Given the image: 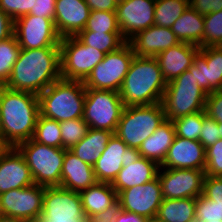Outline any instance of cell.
I'll return each instance as SVG.
<instances>
[{
    "mask_svg": "<svg viewBox=\"0 0 222 222\" xmlns=\"http://www.w3.org/2000/svg\"><path fill=\"white\" fill-rule=\"evenodd\" d=\"M189 6L205 16L222 10V0H189Z\"/></svg>",
    "mask_w": 222,
    "mask_h": 222,
    "instance_id": "cell-46",
    "label": "cell"
},
{
    "mask_svg": "<svg viewBox=\"0 0 222 222\" xmlns=\"http://www.w3.org/2000/svg\"><path fill=\"white\" fill-rule=\"evenodd\" d=\"M0 222H23L21 219L0 214Z\"/></svg>",
    "mask_w": 222,
    "mask_h": 222,
    "instance_id": "cell-50",
    "label": "cell"
},
{
    "mask_svg": "<svg viewBox=\"0 0 222 222\" xmlns=\"http://www.w3.org/2000/svg\"><path fill=\"white\" fill-rule=\"evenodd\" d=\"M85 97L82 81L61 78L38 95L40 115L58 122L83 118Z\"/></svg>",
    "mask_w": 222,
    "mask_h": 222,
    "instance_id": "cell-4",
    "label": "cell"
},
{
    "mask_svg": "<svg viewBox=\"0 0 222 222\" xmlns=\"http://www.w3.org/2000/svg\"><path fill=\"white\" fill-rule=\"evenodd\" d=\"M205 170L161 168L158 178L164 199L197 198L203 194Z\"/></svg>",
    "mask_w": 222,
    "mask_h": 222,
    "instance_id": "cell-14",
    "label": "cell"
},
{
    "mask_svg": "<svg viewBox=\"0 0 222 222\" xmlns=\"http://www.w3.org/2000/svg\"><path fill=\"white\" fill-rule=\"evenodd\" d=\"M196 198L163 199L156 220L159 222H196Z\"/></svg>",
    "mask_w": 222,
    "mask_h": 222,
    "instance_id": "cell-30",
    "label": "cell"
},
{
    "mask_svg": "<svg viewBox=\"0 0 222 222\" xmlns=\"http://www.w3.org/2000/svg\"><path fill=\"white\" fill-rule=\"evenodd\" d=\"M220 138L219 123L203 111V127L200 132L199 142L206 149L215 144Z\"/></svg>",
    "mask_w": 222,
    "mask_h": 222,
    "instance_id": "cell-41",
    "label": "cell"
},
{
    "mask_svg": "<svg viewBox=\"0 0 222 222\" xmlns=\"http://www.w3.org/2000/svg\"><path fill=\"white\" fill-rule=\"evenodd\" d=\"M79 194L87 221L109 218L118 208V193L111 183L96 182Z\"/></svg>",
    "mask_w": 222,
    "mask_h": 222,
    "instance_id": "cell-18",
    "label": "cell"
},
{
    "mask_svg": "<svg viewBox=\"0 0 222 222\" xmlns=\"http://www.w3.org/2000/svg\"><path fill=\"white\" fill-rule=\"evenodd\" d=\"M87 222H112V220L110 218H101V219L89 220Z\"/></svg>",
    "mask_w": 222,
    "mask_h": 222,
    "instance_id": "cell-53",
    "label": "cell"
},
{
    "mask_svg": "<svg viewBox=\"0 0 222 222\" xmlns=\"http://www.w3.org/2000/svg\"><path fill=\"white\" fill-rule=\"evenodd\" d=\"M90 13L85 0H56L54 24L59 36H76L85 28Z\"/></svg>",
    "mask_w": 222,
    "mask_h": 222,
    "instance_id": "cell-21",
    "label": "cell"
},
{
    "mask_svg": "<svg viewBox=\"0 0 222 222\" xmlns=\"http://www.w3.org/2000/svg\"><path fill=\"white\" fill-rule=\"evenodd\" d=\"M200 47L180 42L169 49L160 52L155 58L158 61L164 80L168 83L194 64V58Z\"/></svg>",
    "mask_w": 222,
    "mask_h": 222,
    "instance_id": "cell-25",
    "label": "cell"
},
{
    "mask_svg": "<svg viewBox=\"0 0 222 222\" xmlns=\"http://www.w3.org/2000/svg\"><path fill=\"white\" fill-rule=\"evenodd\" d=\"M205 113L219 123L222 138V89L207 94Z\"/></svg>",
    "mask_w": 222,
    "mask_h": 222,
    "instance_id": "cell-43",
    "label": "cell"
},
{
    "mask_svg": "<svg viewBox=\"0 0 222 222\" xmlns=\"http://www.w3.org/2000/svg\"><path fill=\"white\" fill-rule=\"evenodd\" d=\"M173 121L165 120L135 152L136 155L150 159L161 165L166 158L169 147L175 138Z\"/></svg>",
    "mask_w": 222,
    "mask_h": 222,
    "instance_id": "cell-27",
    "label": "cell"
},
{
    "mask_svg": "<svg viewBox=\"0 0 222 222\" xmlns=\"http://www.w3.org/2000/svg\"><path fill=\"white\" fill-rule=\"evenodd\" d=\"M56 0H33V7L30 15L46 17L54 20Z\"/></svg>",
    "mask_w": 222,
    "mask_h": 222,
    "instance_id": "cell-45",
    "label": "cell"
},
{
    "mask_svg": "<svg viewBox=\"0 0 222 222\" xmlns=\"http://www.w3.org/2000/svg\"><path fill=\"white\" fill-rule=\"evenodd\" d=\"M114 132L89 128L86 136L70 151L80 160L93 166L104 152Z\"/></svg>",
    "mask_w": 222,
    "mask_h": 222,
    "instance_id": "cell-29",
    "label": "cell"
},
{
    "mask_svg": "<svg viewBox=\"0 0 222 222\" xmlns=\"http://www.w3.org/2000/svg\"><path fill=\"white\" fill-rule=\"evenodd\" d=\"M165 120L161 102L125 106L114 134L135 153Z\"/></svg>",
    "mask_w": 222,
    "mask_h": 222,
    "instance_id": "cell-6",
    "label": "cell"
},
{
    "mask_svg": "<svg viewBox=\"0 0 222 222\" xmlns=\"http://www.w3.org/2000/svg\"><path fill=\"white\" fill-rule=\"evenodd\" d=\"M149 222H159V221H157L156 219H151L149 220Z\"/></svg>",
    "mask_w": 222,
    "mask_h": 222,
    "instance_id": "cell-56",
    "label": "cell"
},
{
    "mask_svg": "<svg viewBox=\"0 0 222 222\" xmlns=\"http://www.w3.org/2000/svg\"><path fill=\"white\" fill-rule=\"evenodd\" d=\"M2 139L8 147L30 140L40 114L38 95L0 86Z\"/></svg>",
    "mask_w": 222,
    "mask_h": 222,
    "instance_id": "cell-2",
    "label": "cell"
},
{
    "mask_svg": "<svg viewBox=\"0 0 222 222\" xmlns=\"http://www.w3.org/2000/svg\"><path fill=\"white\" fill-rule=\"evenodd\" d=\"M206 149L198 140L175 136L165 160L160 165L165 169L205 170Z\"/></svg>",
    "mask_w": 222,
    "mask_h": 222,
    "instance_id": "cell-17",
    "label": "cell"
},
{
    "mask_svg": "<svg viewBox=\"0 0 222 222\" xmlns=\"http://www.w3.org/2000/svg\"><path fill=\"white\" fill-rule=\"evenodd\" d=\"M21 49L60 47L54 20L35 15H25L14 21V33Z\"/></svg>",
    "mask_w": 222,
    "mask_h": 222,
    "instance_id": "cell-12",
    "label": "cell"
},
{
    "mask_svg": "<svg viewBox=\"0 0 222 222\" xmlns=\"http://www.w3.org/2000/svg\"><path fill=\"white\" fill-rule=\"evenodd\" d=\"M61 78L84 81L105 56L100 50L84 45L76 36L60 40Z\"/></svg>",
    "mask_w": 222,
    "mask_h": 222,
    "instance_id": "cell-10",
    "label": "cell"
},
{
    "mask_svg": "<svg viewBox=\"0 0 222 222\" xmlns=\"http://www.w3.org/2000/svg\"><path fill=\"white\" fill-rule=\"evenodd\" d=\"M207 93L199 86L195 65L167 83L161 104L165 118L175 120L199 111H205Z\"/></svg>",
    "mask_w": 222,
    "mask_h": 222,
    "instance_id": "cell-5",
    "label": "cell"
},
{
    "mask_svg": "<svg viewBox=\"0 0 222 222\" xmlns=\"http://www.w3.org/2000/svg\"><path fill=\"white\" fill-rule=\"evenodd\" d=\"M16 148L24 156L35 184L60 186L65 149L43 145L32 138Z\"/></svg>",
    "mask_w": 222,
    "mask_h": 222,
    "instance_id": "cell-7",
    "label": "cell"
},
{
    "mask_svg": "<svg viewBox=\"0 0 222 222\" xmlns=\"http://www.w3.org/2000/svg\"><path fill=\"white\" fill-rule=\"evenodd\" d=\"M205 176L222 177V138L206 148Z\"/></svg>",
    "mask_w": 222,
    "mask_h": 222,
    "instance_id": "cell-40",
    "label": "cell"
},
{
    "mask_svg": "<svg viewBox=\"0 0 222 222\" xmlns=\"http://www.w3.org/2000/svg\"><path fill=\"white\" fill-rule=\"evenodd\" d=\"M133 151L113 134L104 152L93 165L97 182L112 183Z\"/></svg>",
    "mask_w": 222,
    "mask_h": 222,
    "instance_id": "cell-23",
    "label": "cell"
},
{
    "mask_svg": "<svg viewBox=\"0 0 222 222\" xmlns=\"http://www.w3.org/2000/svg\"><path fill=\"white\" fill-rule=\"evenodd\" d=\"M176 136L198 140L203 127V111L183 116L173 120Z\"/></svg>",
    "mask_w": 222,
    "mask_h": 222,
    "instance_id": "cell-36",
    "label": "cell"
},
{
    "mask_svg": "<svg viewBox=\"0 0 222 222\" xmlns=\"http://www.w3.org/2000/svg\"><path fill=\"white\" fill-rule=\"evenodd\" d=\"M163 199L157 177L148 183L122 190L118 194V207L151 220L156 218Z\"/></svg>",
    "mask_w": 222,
    "mask_h": 222,
    "instance_id": "cell-15",
    "label": "cell"
},
{
    "mask_svg": "<svg viewBox=\"0 0 222 222\" xmlns=\"http://www.w3.org/2000/svg\"><path fill=\"white\" fill-rule=\"evenodd\" d=\"M124 107L117 91L86 89L83 120L89 128L115 133Z\"/></svg>",
    "mask_w": 222,
    "mask_h": 222,
    "instance_id": "cell-9",
    "label": "cell"
},
{
    "mask_svg": "<svg viewBox=\"0 0 222 222\" xmlns=\"http://www.w3.org/2000/svg\"><path fill=\"white\" fill-rule=\"evenodd\" d=\"M155 3L156 0H127L117 4V22L127 42L139 31L154 25Z\"/></svg>",
    "mask_w": 222,
    "mask_h": 222,
    "instance_id": "cell-16",
    "label": "cell"
},
{
    "mask_svg": "<svg viewBox=\"0 0 222 222\" xmlns=\"http://www.w3.org/2000/svg\"><path fill=\"white\" fill-rule=\"evenodd\" d=\"M209 200L222 205V177L205 176L203 180V194Z\"/></svg>",
    "mask_w": 222,
    "mask_h": 222,
    "instance_id": "cell-44",
    "label": "cell"
},
{
    "mask_svg": "<svg viewBox=\"0 0 222 222\" xmlns=\"http://www.w3.org/2000/svg\"><path fill=\"white\" fill-rule=\"evenodd\" d=\"M203 48L222 45V10L204 16Z\"/></svg>",
    "mask_w": 222,
    "mask_h": 222,
    "instance_id": "cell-38",
    "label": "cell"
},
{
    "mask_svg": "<svg viewBox=\"0 0 222 222\" xmlns=\"http://www.w3.org/2000/svg\"><path fill=\"white\" fill-rule=\"evenodd\" d=\"M160 165L133 153L111 183L119 194L122 190L148 183L158 177Z\"/></svg>",
    "mask_w": 222,
    "mask_h": 222,
    "instance_id": "cell-22",
    "label": "cell"
},
{
    "mask_svg": "<svg viewBox=\"0 0 222 222\" xmlns=\"http://www.w3.org/2000/svg\"><path fill=\"white\" fill-rule=\"evenodd\" d=\"M87 220H52V221H38V222H84Z\"/></svg>",
    "mask_w": 222,
    "mask_h": 222,
    "instance_id": "cell-52",
    "label": "cell"
},
{
    "mask_svg": "<svg viewBox=\"0 0 222 222\" xmlns=\"http://www.w3.org/2000/svg\"><path fill=\"white\" fill-rule=\"evenodd\" d=\"M33 7V0H0V9L13 21L28 15Z\"/></svg>",
    "mask_w": 222,
    "mask_h": 222,
    "instance_id": "cell-42",
    "label": "cell"
},
{
    "mask_svg": "<svg viewBox=\"0 0 222 222\" xmlns=\"http://www.w3.org/2000/svg\"><path fill=\"white\" fill-rule=\"evenodd\" d=\"M82 31L121 33L116 12L91 11L87 24Z\"/></svg>",
    "mask_w": 222,
    "mask_h": 222,
    "instance_id": "cell-37",
    "label": "cell"
},
{
    "mask_svg": "<svg viewBox=\"0 0 222 222\" xmlns=\"http://www.w3.org/2000/svg\"><path fill=\"white\" fill-rule=\"evenodd\" d=\"M59 79L60 47L21 49L10 78L4 86L11 90L39 95Z\"/></svg>",
    "mask_w": 222,
    "mask_h": 222,
    "instance_id": "cell-1",
    "label": "cell"
},
{
    "mask_svg": "<svg viewBox=\"0 0 222 222\" xmlns=\"http://www.w3.org/2000/svg\"><path fill=\"white\" fill-rule=\"evenodd\" d=\"M204 16L190 6L171 26L172 32L180 42L203 48Z\"/></svg>",
    "mask_w": 222,
    "mask_h": 222,
    "instance_id": "cell-28",
    "label": "cell"
},
{
    "mask_svg": "<svg viewBox=\"0 0 222 222\" xmlns=\"http://www.w3.org/2000/svg\"><path fill=\"white\" fill-rule=\"evenodd\" d=\"M125 1H127V0H115V2H116L117 4L122 3V2H125Z\"/></svg>",
    "mask_w": 222,
    "mask_h": 222,
    "instance_id": "cell-55",
    "label": "cell"
},
{
    "mask_svg": "<svg viewBox=\"0 0 222 222\" xmlns=\"http://www.w3.org/2000/svg\"><path fill=\"white\" fill-rule=\"evenodd\" d=\"M189 7V0H156L154 25L169 27Z\"/></svg>",
    "mask_w": 222,
    "mask_h": 222,
    "instance_id": "cell-32",
    "label": "cell"
},
{
    "mask_svg": "<svg viewBox=\"0 0 222 222\" xmlns=\"http://www.w3.org/2000/svg\"><path fill=\"white\" fill-rule=\"evenodd\" d=\"M20 50L14 34L6 40L0 41V86H4L9 80Z\"/></svg>",
    "mask_w": 222,
    "mask_h": 222,
    "instance_id": "cell-34",
    "label": "cell"
},
{
    "mask_svg": "<svg viewBox=\"0 0 222 222\" xmlns=\"http://www.w3.org/2000/svg\"><path fill=\"white\" fill-rule=\"evenodd\" d=\"M0 136L2 137V117L0 112Z\"/></svg>",
    "mask_w": 222,
    "mask_h": 222,
    "instance_id": "cell-54",
    "label": "cell"
},
{
    "mask_svg": "<svg viewBox=\"0 0 222 222\" xmlns=\"http://www.w3.org/2000/svg\"><path fill=\"white\" fill-rule=\"evenodd\" d=\"M195 210L196 222L222 221V205L203 195L196 198Z\"/></svg>",
    "mask_w": 222,
    "mask_h": 222,
    "instance_id": "cell-39",
    "label": "cell"
},
{
    "mask_svg": "<svg viewBox=\"0 0 222 222\" xmlns=\"http://www.w3.org/2000/svg\"><path fill=\"white\" fill-rule=\"evenodd\" d=\"M33 184L35 183L24 156L16 147H9L0 156V195Z\"/></svg>",
    "mask_w": 222,
    "mask_h": 222,
    "instance_id": "cell-19",
    "label": "cell"
},
{
    "mask_svg": "<svg viewBox=\"0 0 222 222\" xmlns=\"http://www.w3.org/2000/svg\"><path fill=\"white\" fill-rule=\"evenodd\" d=\"M134 56L129 42L118 50L105 54L104 59L83 81L85 88L119 92Z\"/></svg>",
    "mask_w": 222,
    "mask_h": 222,
    "instance_id": "cell-8",
    "label": "cell"
},
{
    "mask_svg": "<svg viewBox=\"0 0 222 222\" xmlns=\"http://www.w3.org/2000/svg\"><path fill=\"white\" fill-rule=\"evenodd\" d=\"M96 182L93 166L83 162L70 150L65 149L60 187L80 192Z\"/></svg>",
    "mask_w": 222,
    "mask_h": 222,
    "instance_id": "cell-26",
    "label": "cell"
},
{
    "mask_svg": "<svg viewBox=\"0 0 222 222\" xmlns=\"http://www.w3.org/2000/svg\"><path fill=\"white\" fill-rule=\"evenodd\" d=\"M62 148L70 150L78 142H80L87 134L89 126L83 118L71 119L59 122Z\"/></svg>",
    "mask_w": 222,
    "mask_h": 222,
    "instance_id": "cell-35",
    "label": "cell"
},
{
    "mask_svg": "<svg viewBox=\"0 0 222 222\" xmlns=\"http://www.w3.org/2000/svg\"><path fill=\"white\" fill-rule=\"evenodd\" d=\"M198 86L207 94L222 89V47L200 48L194 58Z\"/></svg>",
    "mask_w": 222,
    "mask_h": 222,
    "instance_id": "cell-20",
    "label": "cell"
},
{
    "mask_svg": "<svg viewBox=\"0 0 222 222\" xmlns=\"http://www.w3.org/2000/svg\"><path fill=\"white\" fill-rule=\"evenodd\" d=\"M76 37L84 45L93 47L105 54L118 50L127 42L121 33L80 31Z\"/></svg>",
    "mask_w": 222,
    "mask_h": 222,
    "instance_id": "cell-31",
    "label": "cell"
},
{
    "mask_svg": "<svg viewBox=\"0 0 222 222\" xmlns=\"http://www.w3.org/2000/svg\"><path fill=\"white\" fill-rule=\"evenodd\" d=\"M91 11L115 12L117 3L115 0H85Z\"/></svg>",
    "mask_w": 222,
    "mask_h": 222,
    "instance_id": "cell-49",
    "label": "cell"
},
{
    "mask_svg": "<svg viewBox=\"0 0 222 222\" xmlns=\"http://www.w3.org/2000/svg\"><path fill=\"white\" fill-rule=\"evenodd\" d=\"M87 220L79 192L60 186L45 187L39 221Z\"/></svg>",
    "mask_w": 222,
    "mask_h": 222,
    "instance_id": "cell-13",
    "label": "cell"
},
{
    "mask_svg": "<svg viewBox=\"0 0 222 222\" xmlns=\"http://www.w3.org/2000/svg\"><path fill=\"white\" fill-rule=\"evenodd\" d=\"M44 192L45 187L37 184L6 191L0 195V214L21 219L23 222H38Z\"/></svg>",
    "mask_w": 222,
    "mask_h": 222,
    "instance_id": "cell-11",
    "label": "cell"
},
{
    "mask_svg": "<svg viewBox=\"0 0 222 222\" xmlns=\"http://www.w3.org/2000/svg\"><path fill=\"white\" fill-rule=\"evenodd\" d=\"M204 222H208V221H204ZM209 222H222V221H209Z\"/></svg>",
    "mask_w": 222,
    "mask_h": 222,
    "instance_id": "cell-57",
    "label": "cell"
},
{
    "mask_svg": "<svg viewBox=\"0 0 222 222\" xmlns=\"http://www.w3.org/2000/svg\"><path fill=\"white\" fill-rule=\"evenodd\" d=\"M128 42L134 54L141 57H156L160 52L180 43L171 28L156 25L139 31Z\"/></svg>",
    "mask_w": 222,
    "mask_h": 222,
    "instance_id": "cell-24",
    "label": "cell"
},
{
    "mask_svg": "<svg viewBox=\"0 0 222 222\" xmlns=\"http://www.w3.org/2000/svg\"><path fill=\"white\" fill-rule=\"evenodd\" d=\"M9 147L4 143L2 137L0 136V156L8 149Z\"/></svg>",
    "mask_w": 222,
    "mask_h": 222,
    "instance_id": "cell-51",
    "label": "cell"
},
{
    "mask_svg": "<svg viewBox=\"0 0 222 222\" xmlns=\"http://www.w3.org/2000/svg\"><path fill=\"white\" fill-rule=\"evenodd\" d=\"M14 33V21L0 9V41L6 40Z\"/></svg>",
    "mask_w": 222,
    "mask_h": 222,
    "instance_id": "cell-48",
    "label": "cell"
},
{
    "mask_svg": "<svg viewBox=\"0 0 222 222\" xmlns=\"http://www.w3.org/2000/svg\"><path fill=\"white\" fill-rule=\"evenodd\" d=\"M109 218L112 222H149V219L132 212L123 211L119 207Z\"/></svg>",
    "mask_w": 222,
    "mask_h": 222,
    "instance_id": "cell-47",
    "label": "cell"
},
{
    "mask_svg": "<svg viewBox=\"0 0 222 222\" xmlns=\"http://www.w3.org/2000/svg\"><path fill=\"white\" fill-rule=\"evenodd\" d=\"M167 82L155 57L134 56L121 88L124 106L160 103Z\"/></svg>",
    "mask_w": 222,
    "mask_h": 222,
    "instance_id": "cell-3",
    "label": "cell"
},
{
    "mask_svg": "<svg viewBox=\"0 0 222 222\" xmlns=\"http://www.w3.org/2000/svg\"><path fill=\"white\" fill-rule=\"evenodd\" d=\"M32 139L43 145L62 148L59 122L39 114Z\"/></svg>",
    "mask_w": 222,
    "mask_h": 222,
    "instance_id": "cell-33",
    "label": "cell"
}]
</instances>
